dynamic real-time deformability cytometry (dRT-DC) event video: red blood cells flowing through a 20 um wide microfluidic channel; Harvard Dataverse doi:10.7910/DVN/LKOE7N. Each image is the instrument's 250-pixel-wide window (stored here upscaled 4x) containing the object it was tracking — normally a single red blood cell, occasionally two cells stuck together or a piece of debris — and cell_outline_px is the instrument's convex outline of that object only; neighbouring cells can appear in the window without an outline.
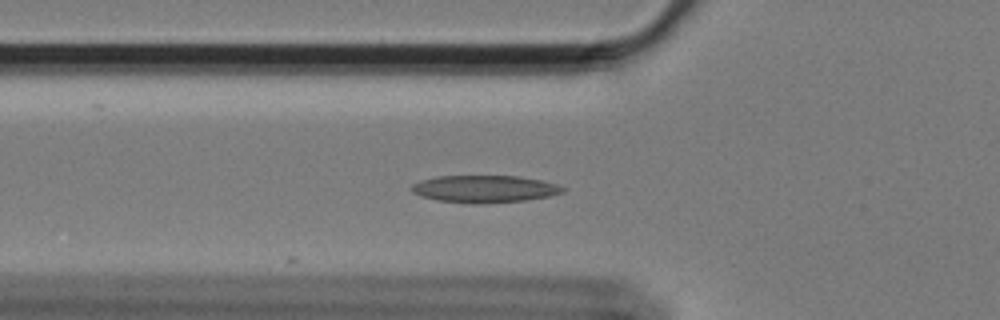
{"species": "Egyptian fruit bat (a non-hibernating species)", "species_latin": "Rousettus aegyptiacus", "temperature_condition": "cold", "stored_images_in_passage": 9, "camera_frame_rate_fps": 3000, "um_per_image_px": 0.085, "animal": {"sex": "female"}, "frame": {"image": 1, "passage_image": 2, "time_ms": 0.333, "image_size_px": [1000, 320], "cell_outline_px": [[564, 192], [548, 196], [524, 200], [484, 204], [472, 204], [436, 200], [420, 196], [412, 192], [412, 184], [436, 176], [520, 176], [540, 180], [556, 184], [564, 188]], "centroid_in_image_um": [41.16, 16.06], "position_along_channel_um": 84.6, "area_um2": 23.93}}
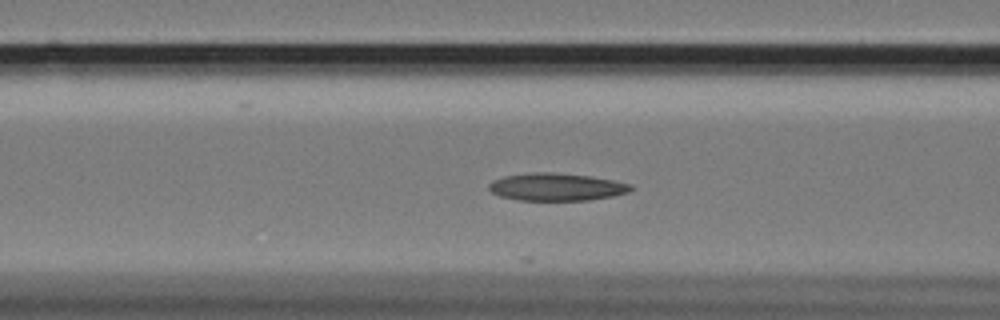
{"frame": {"image": 2, "passage_image": 5, "time_ms": 1.333, "image_size_px": [1000, 320], "cell_outline_px": [[636, 188], [628, 192], [612, 196], [588, 200], [516, 200], [500, 196], [492, 192], [488, 188], [488, 184], [492, 180], [504, 176], [532, 172], [552, 172], [588, 176], [612, 180], [632, 184]], "centroid_in_image_um": [47.29, 15.89], "position_along_channel_um": 119.3, "area_um2": 22.83}}
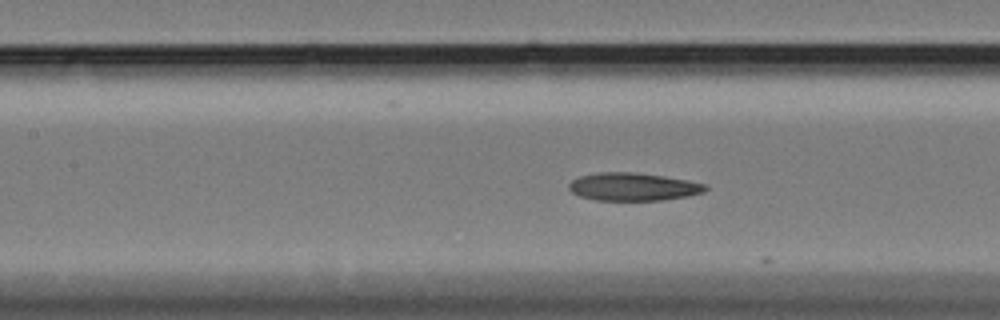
{"frame": {"image": 3, "passage_image": 8, "time_ms": 2.333, "image_size_px": [1000, 320], "cell_outline_px": [[708, 188], [704, 192], [688, 196], [664, 200], [596, 200], [580, 196], [572, 192], [568, 188], [568, 184], [572, 180], [580, 176], [600, 172], [636, 172], [664, 176], [688, 180], [708, 184]], "centroid_in_image_um": [53.85, 15.87], "position_along_channel_um": 153.6, "area_um2": 22.31}}